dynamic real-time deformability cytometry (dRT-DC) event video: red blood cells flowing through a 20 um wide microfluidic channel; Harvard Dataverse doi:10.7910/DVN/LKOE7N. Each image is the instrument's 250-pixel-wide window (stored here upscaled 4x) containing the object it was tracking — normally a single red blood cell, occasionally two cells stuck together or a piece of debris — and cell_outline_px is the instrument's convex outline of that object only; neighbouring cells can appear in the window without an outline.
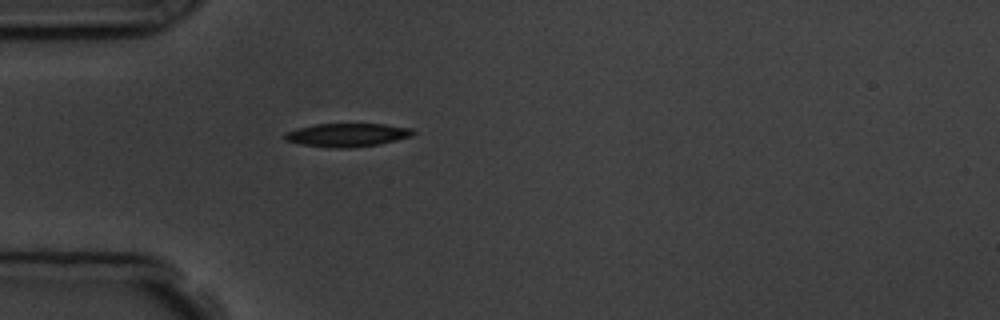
{"species": "common noctule bat (a hibernating species)", "species_latin": "Nyctalus noctula", "temperature_condition": "room temperature", "stored_images_in_passage": 1, "camera_frame_rate_fps": 3000, "um_per_image_px": 0.085, "animal": {"sex": "male", "body_mass_g": 19.5, "forearm_length_mm": 54.6}, "frame": {"image": 1, "passage_image": 1, "time_ms": 0.0, "image_size_px": [1000, 320], "cell_outline_px": [[416, 132], [412, 136], [380, 144], [352, 148], [332, 148], [300, 144], [284, 140], [280, 136], [284, 132], [296, 128], [316, 124], [384, 124], [412, 128]], "centroid_in_image_um": [29.46, 11.47], "position_along_channel_um": 55.5, "area_um2": 17.8}}